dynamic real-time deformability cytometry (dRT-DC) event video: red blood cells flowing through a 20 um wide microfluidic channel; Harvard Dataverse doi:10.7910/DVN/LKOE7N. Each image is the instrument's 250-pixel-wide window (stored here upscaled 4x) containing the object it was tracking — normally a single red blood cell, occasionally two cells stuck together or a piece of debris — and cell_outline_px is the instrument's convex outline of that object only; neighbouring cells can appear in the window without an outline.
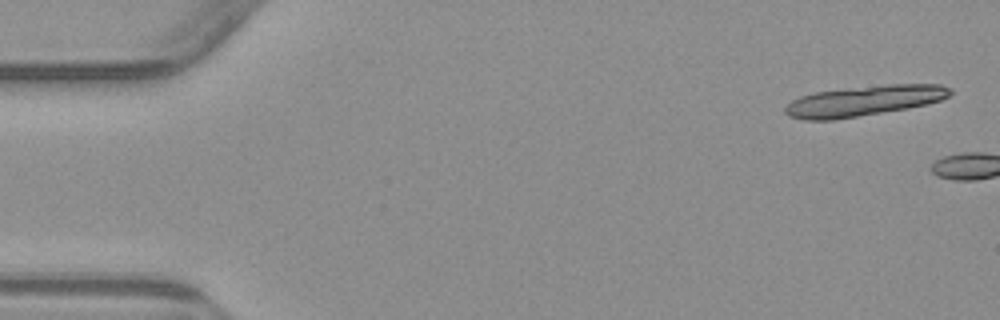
{"species": "common noctule bat (a hibernating species)", "species_latin": "Nyctalus noctula", "temperature_condition": "warm", "stored_images_in_passage": 2, "camera_frame_rate_fps": 3000, "um_per_image_px": 0.085, "animal": {"sex": "male", "body_mass_g": 23.1, "forearm_length_mm": 52.7}, "frame": {"image": 1, "passage_image": 1, "time_ms": 0.0, "image_size_px": [1000, 320], "cell_outline_px": [[952, 92], [948, 96], [940, 100], [928, 104], [908, 108], [832, 120], [804, 120], [788, 116], [784, 112], [784, 108], [792, 100], [800, 96], [816, 92], [884, 84], [940, 84], [952, 88]], "centroid_in_image_um": [73.44, 8.57], "position_along_channel_um": 11.6, "area_um2": 29.13}}